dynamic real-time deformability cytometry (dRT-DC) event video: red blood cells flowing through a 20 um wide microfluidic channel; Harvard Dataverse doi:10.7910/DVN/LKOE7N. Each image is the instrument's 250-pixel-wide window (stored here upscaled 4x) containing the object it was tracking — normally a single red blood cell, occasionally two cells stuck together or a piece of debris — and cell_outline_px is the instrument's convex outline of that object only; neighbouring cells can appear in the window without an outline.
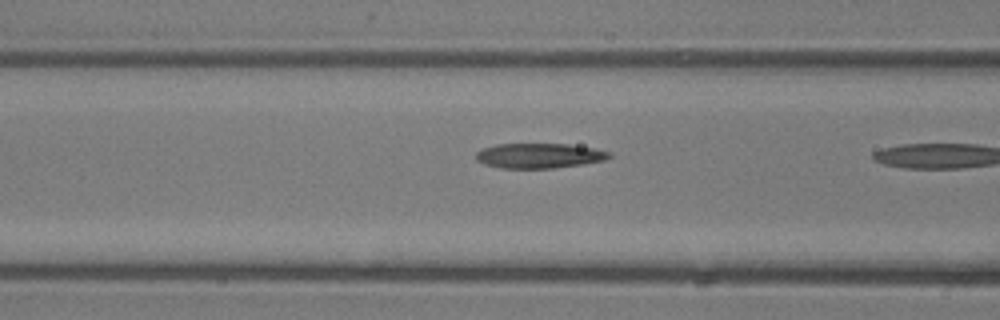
{"species": "common noctule bat (a hibernating species)", "species_latin": "Nyctalus noctula", "temperature_condition": "room temperature", "stored_images_in_passage": 6, "camera_frame_rate_fps": 3000, "um_per_image_px": 0.085, "animal": {"sex": "male", "body_mass_g": 13.3}, "frame": {"image": 1, "passage_image": 5, "time_ms": 1.333, "image_size_px": [1000, 320], "cell_outline_px": [[612, 156], [604, 160], [584, 164], [556, 168], [500, 168], [484, 164], [476, 160], [476, 152], [484, 148], [496, 144], [568, 144], [592, 148], [612, 152]], "centroid_in_image_um": [45.84, 13.24], "position_along_channel_um": 120.8, "area_um2": 19.42}}